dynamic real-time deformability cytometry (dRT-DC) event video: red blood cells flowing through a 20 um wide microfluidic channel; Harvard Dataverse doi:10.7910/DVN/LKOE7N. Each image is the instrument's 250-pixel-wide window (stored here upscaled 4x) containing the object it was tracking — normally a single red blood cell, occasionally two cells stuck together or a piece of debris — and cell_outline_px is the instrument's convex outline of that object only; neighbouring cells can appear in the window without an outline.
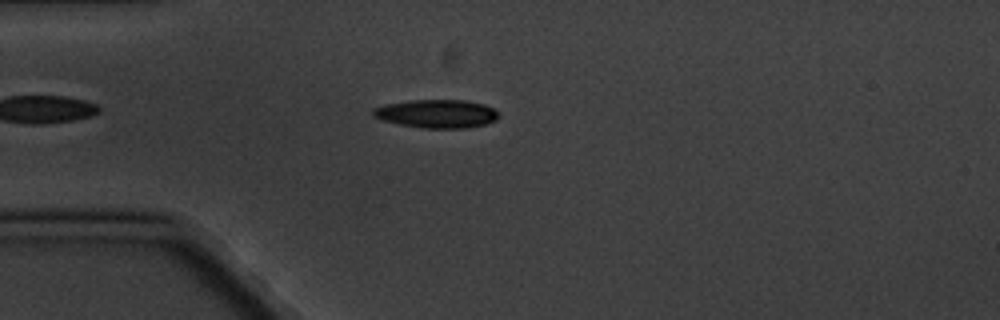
{"species": "common noctule bat (a hibernating species)", "species_latin": "Nyctalus noctula", "temperature_condition": "cold", "stored_images_in_passage": 10, "camera_frame_rate_fps": 3000, "um_per_image_px": 0.085, "animal": {"sex": "male", "body_mass_g": 20.1, "forearm_length_mm": 53.5}, "frame": {"image": 1, "passage_image": 4, "time_ms": 4.667, "image_size_px": [1000, 320], "cell_outline_px": [[500, 116], [496, 120], [484, 124], [464, 128], [424, 128], [400, 124], [380, 120], [372, 116], [372, 108], [384, 104], [412, 100], [464, 100], [484, 104], [500, 112]], "centroid_in_image_um": [37.1, 9.66], "position_along_channel_um": 47.9, "area_um2": 20.87}}